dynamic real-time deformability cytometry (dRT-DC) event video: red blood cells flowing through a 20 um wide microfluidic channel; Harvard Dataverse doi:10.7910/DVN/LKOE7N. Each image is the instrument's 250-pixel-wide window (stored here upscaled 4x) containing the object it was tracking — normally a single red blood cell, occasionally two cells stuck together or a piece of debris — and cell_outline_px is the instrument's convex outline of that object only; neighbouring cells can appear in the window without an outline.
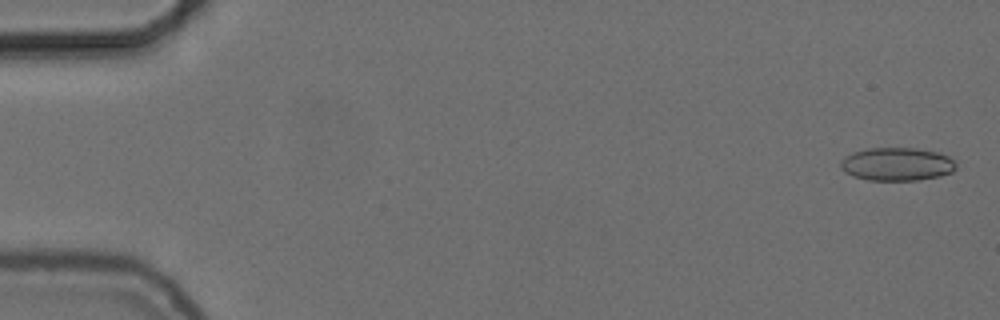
{"species": "common noctule bat (a hibernating species)", "species_latin": "Nyctalus noctula", "temperature_condition": "cold", "stored_images_in_passage": 56, "camera_frame_rate_fps": 3000, "um_per_image_px": 0.085, "animal": {"sex": "female", "body_mass_g": 24.6, "forearm_length_mm": 56.2}, "frame": {"image": 1, "passage_image": 2, "time_ms": 0.333, "image_size_px": [1000, 320], "cell_outline_px": [[956, 168], [952, 172], [940, 176], [916, 180], [868, 180], [852, 176], [844, 172], [840, 168], [840, 160], [844, 156], [852, 152], [868, 148], [916, 148], [936, 152], [948, 156], [956, 164]], "centroid_in_image_um": [76.19, 13.95], "position_along_channel_um": 8.8, "area_um2": 22.43}}
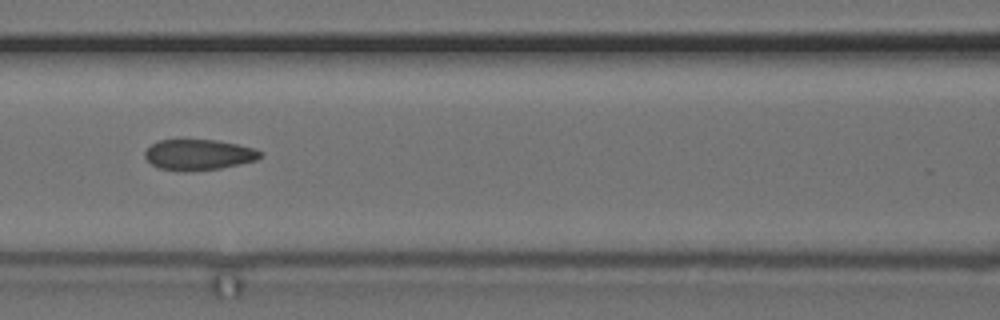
{"frame": {"image": 2, "passage_image": 25, "time_ms": 8.0, "image_size_px": [1000, 320], "cell_outline_px": [[264, 156], [256, 160], [240, 164], [220, 168], [184, 172], [160, 168], [152, 164], [144, 156], [144, 152], [152, 144], [160, 140], [216, 140], [256, 148], [264, 152]], "centroid_in_image_um": [16.93, 13.15], "position_along_channel_um": 149.7, "area_um2": 20.69}}
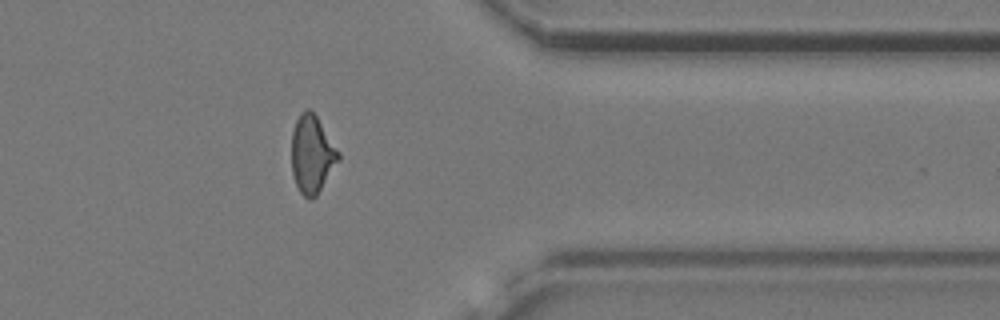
{"frame": {"image": 3, "passage_image": 45, "time_ms": 14.667, "image_size_px": [1000, 320], "cell_outline_px": [[340, 160], [316, 196], [312, 200], [308, 200], [300, 192], [296, 184], [292, 172], [292, 132], [296, 120], [300, 112], [308, 108], [316, 116], [340, 152]], "centroid_in_image_um": [26.53, 13.13], "position_along_channel_um": 384.9, "area_um2": 21.21}, "authors_computed_cell_mechanics": {"area_um2": 21.1259, "velocity_mm_per_s": 3.7197, "shape_relaxation_time_tau1_ms": 7.3406, "shape_relaxation_time_tau2_ms": 1.5701, "deformation_change_tau1": 0.1735, "deformation_change_tau2": 0.0809}}